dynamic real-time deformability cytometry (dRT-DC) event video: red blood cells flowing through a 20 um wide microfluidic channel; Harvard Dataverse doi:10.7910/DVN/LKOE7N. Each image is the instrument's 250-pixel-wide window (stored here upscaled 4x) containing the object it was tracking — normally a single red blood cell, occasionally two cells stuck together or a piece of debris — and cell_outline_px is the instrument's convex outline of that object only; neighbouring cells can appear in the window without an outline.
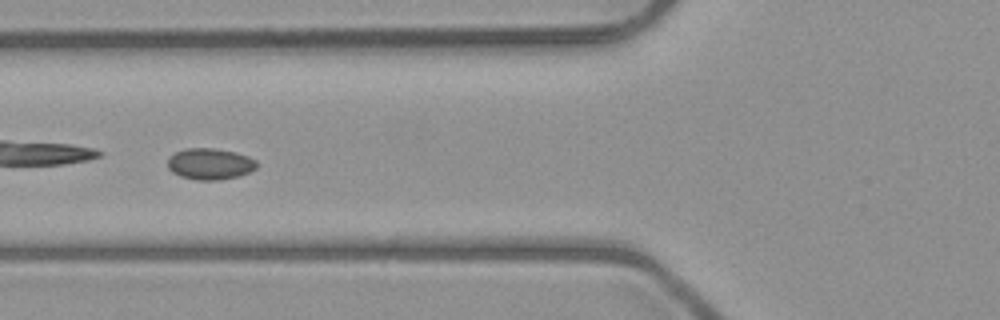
{"species": "common noctule bat (a hibernating species)", "species_latin": "Nyctalus noctula", "temperature_condition": "room temperature", "stored_images_in_passage": 7, "camera_frame_rate_fps": 3000, "um_per_image_px": 0.085, "animal": {"sex": "male", "body_mass_g": 23.1, "forearm_length_mm": 52.7}, "frame": {"image": 1, "passage_image": 5, "time_ms": 4.333, "image_size_px": [1000, 320], "cell_outline_px": [[256, 168], [240, 176], [220, 180], [196, 180], [180, 176], [172, 172], [168, 168], [168, 156], [176, 152], [188, 148], [212, 148], [236, 152], [248, 156], [256, 160]], "centroid_in_image_um": [17.84, 13.94], "position_along_channel_um": 108.0, "area_um2": 16.3}}
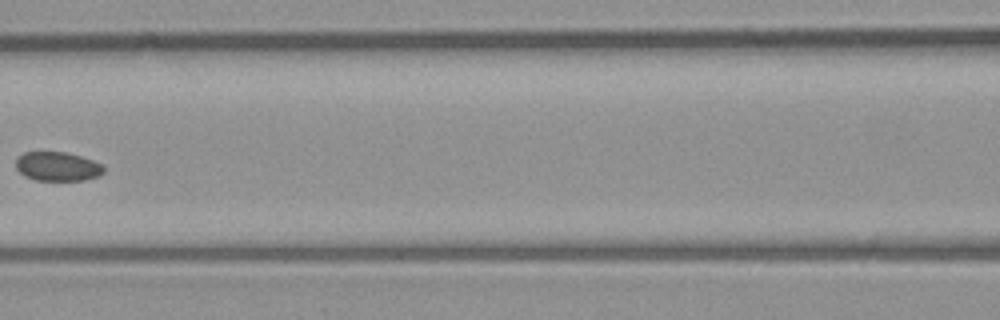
{"frame": {"image": 2, "passage_image": 6, "time_ms": 5.667, "image_size_px": [1000, 320], "cell_outline_px": [[104, 172], [100, 176], [84, 180], [36, 180], [24, 176], [16, 168], [16, 160], [24, 152], [64, 152], [80, 156], [104, 164]], "centroid_in_image_um": [4.92, 14.15], "position_along_channel_um": 161.7, "area_um2": 14.91}}
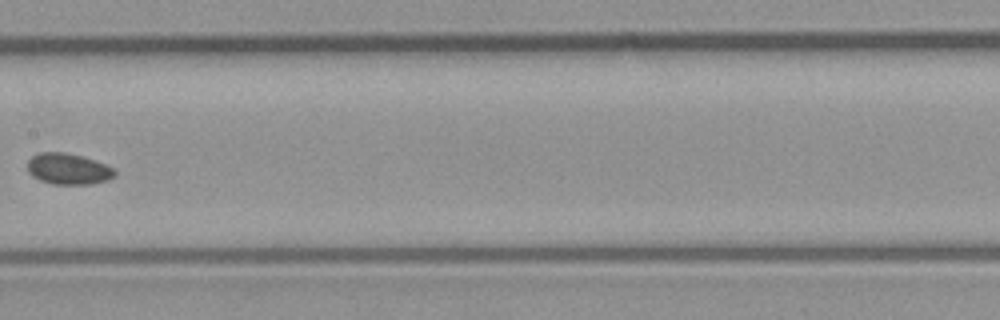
{"frame": {"image": 3, "passage_image": 7, "time_ms": 6.667, "image_size_px": [1000, 320], "cell_outline_px": [[116, 176], [108, 180], [92, 184], [52, 184], [40, 180], [32, 176], [28, 172], [28, 160], [32, 156], [40, 152], [64, 152], [80, 156], [104, 164], [112, 168], [116, 172]], "centroid_in_image_um": [5.78, 14.37], "position_along_channel_um": 201.6, "area_um2": 15.72}}